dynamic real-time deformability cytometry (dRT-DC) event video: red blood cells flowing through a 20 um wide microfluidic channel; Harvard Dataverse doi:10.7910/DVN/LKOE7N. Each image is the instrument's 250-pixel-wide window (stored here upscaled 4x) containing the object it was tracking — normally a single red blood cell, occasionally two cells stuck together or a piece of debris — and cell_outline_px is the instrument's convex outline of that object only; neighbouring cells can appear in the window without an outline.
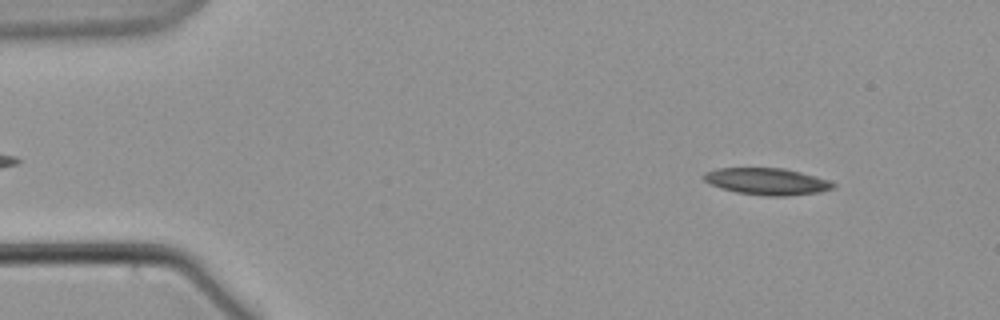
{"species": "common noctule bat (a hibernating species)", "species_latin": "Nyctalus noctula", "temperature_condition": "warm", "stored_images_in_passage": 60, "camera_frame_rate_fps": 3000, "um_per_image_px": 0.085, "animal": {"sex": "male", "body_mass_g": 21.5, "forearm_length_mm": 52.0}, "frame": {"image": 1, "passage_image": 6, "time_ms": 1.667, "image_size_px": [1000, 320], "cell_outline_px": [[836, 188], [820, 192], [788, 196], [764, 196], [736, 192], [712, 184], [704, 180], [700, 176], [704, 172], [716, 168], [784, 168], [816, 176], [828, 180], [836, 184]], "centroid_in_image_um": [65.21, 15.42], "position_along_channel_um": 19.8, "area_um2": 20.29}}
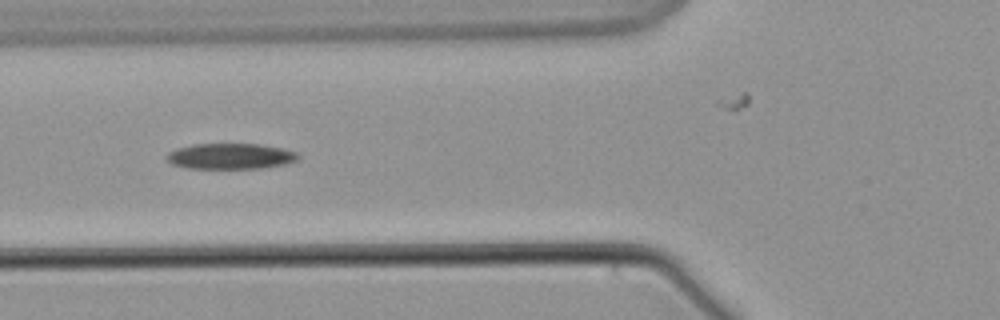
{"frame": {"image": 2, "passage_image": 22, "time_ms": 7.0, "image_size_px": [1000, 320], "cell_outline_px": [[300, 156], [296, 160], [284, 164], [260, 168], [188, 168], [172, 164], [164, 156], [168, 152], [176, 148], [192, 144], [260, 144], [280, 148], [296, 152]], "centroid_in_image_um": [19.54, 13.27], "position_along_channel_um": 106.3, "area_um2": 19.59}}
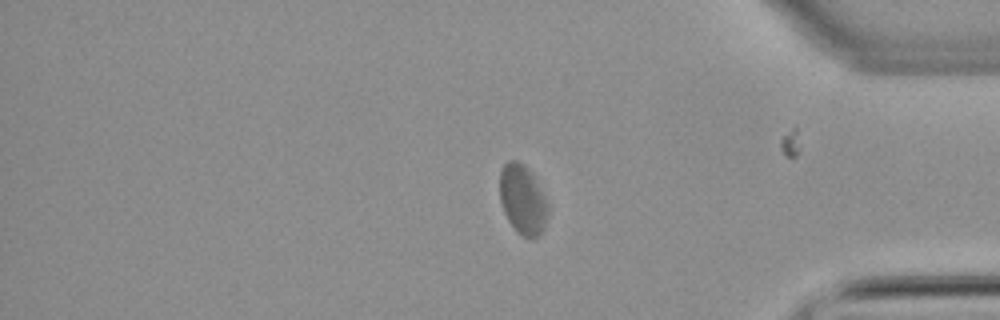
{"frame": {"image": 3, "passage_image": 49, "time_ms": 16.0, "image_size_px": [1000, 320], "cell_outline_px": [[548, 216], [544, 228], [532, 240], [516, 232], [508, 220], [504, 212], [500, 200], [500, 172], [504, 164], [508, 160], [516, 160], [524, 164], [532, 172], [548, 204]], "centroid_in_image_um": [44.43, 16.96], "position_along_channel_um": 390.8, "area_um2": 19.65}}